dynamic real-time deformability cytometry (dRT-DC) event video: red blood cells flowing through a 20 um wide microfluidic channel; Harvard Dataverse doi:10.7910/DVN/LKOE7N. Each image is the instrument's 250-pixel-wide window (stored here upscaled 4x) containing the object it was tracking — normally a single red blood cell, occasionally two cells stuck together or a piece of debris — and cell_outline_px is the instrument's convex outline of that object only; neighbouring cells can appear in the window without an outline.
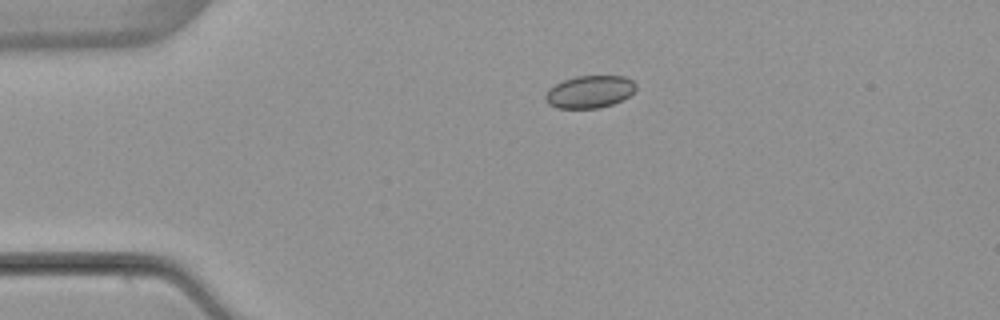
{"species": "common noctule bat (a hibernating species)", "species_latin": "Nyctalus noctula", "temperature_condition": "warm", "stored_images_in_passage": 5, "camera_frame_rate_fps": 3000, "um_per_image_px": 0.085, "animal": {"sex": "female", "body_mass_g": 22.7, "forearm_length_mm": 54.2}, "frame": {"image": 1, "passage_image": 4, "time_ms": 3.667, "image_size_px": [1000, 320], "cell_outline_px": [[636, 88], [628, 96], [612, 104], [600, 108], [556, 108], [548, 104], [544, 96], [548, 88], [564, 80], [576, 76], [624, 76], [632, 80], [636, 84]], "centroid_in_image_um": [50.09, 7.8], "position_along_channel_um": 34.9, "area_um2": 17.05}}
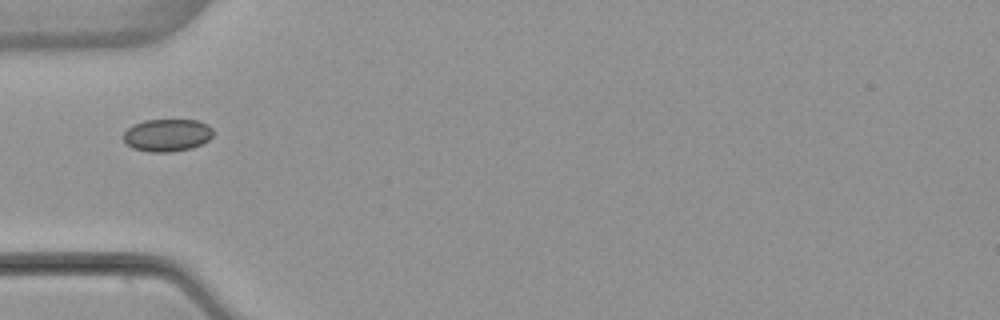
{"frame": {"image": 2, "passage_image": 5, "time_ms": 5.667, "image_size_px": [1000, 320], "cell_outline_px": [[212, 136], [208, 140], [192, 148], [168, 152], [148, 152], [132, 148], [124, 144], [120, 136], [132, 124], [144, 120], [196, 120], [208, 124], [212, 128]], "centroid_in_image_um": [14.14, 11.49], "position_along_channel_um": 70.9, "area_um2": 17.28}}